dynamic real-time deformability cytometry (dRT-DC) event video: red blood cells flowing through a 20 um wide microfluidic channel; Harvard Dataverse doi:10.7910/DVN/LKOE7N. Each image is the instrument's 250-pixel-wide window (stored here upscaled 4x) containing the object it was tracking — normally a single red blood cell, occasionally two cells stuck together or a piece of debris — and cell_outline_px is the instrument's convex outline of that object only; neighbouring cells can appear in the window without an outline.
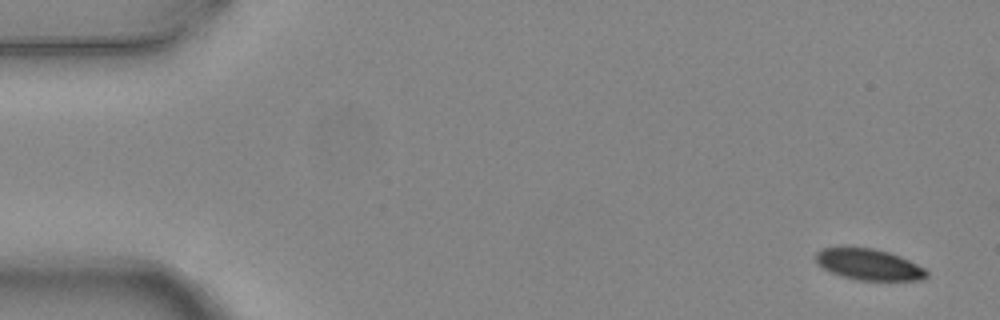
{"species": "common noctule bat (a hibernating species)", "species_latin": "Nyctalus noctula", "temperature_condition": "warm", "stored_images_in_passage": 4, "camera_frame_rate_fps": 3000, "um_per_image_px": 0.085, "animal": {"sex": "female", "body_mass_g": 24.6, "forearm_length_mm": 56.2}, "frame": {"image": 1, "passage_image": 1, "time_ms": 0.0, "image_size_px": [1000, 320], "cell_outline_px": [[928, 276], [924, 280], [856, 280], [840, 276], [824, 268], [816, 260], [816, 252], [824, 248], [872, 248], [888, 252], [900, 256], [924, 268], [928, 272]], "centroid_in_image_um": [73.89, 22.5], "position_along_channel_um": 11.1, "area_um2": 19.83}}
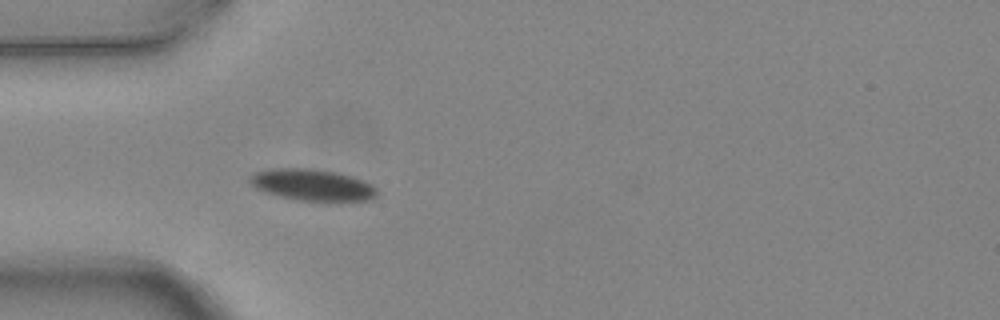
{"frame": {"image": 2, "passage_image": 4, "time_ms": 1.0, "image_size_px": [1000, 320], "cell_outline_px": [[380, 192], [372, 200], [296, 200], [264, 192], [256, 188], [248, 180], [248, 176], [256, 172], [272, 168], [308, 168], [332, 172], [352, 176], [372, 184]], "centroid_in_image_um": [26.54, 15.71], "position_along_channel_um": 58.5, "area_um2": 23.18}}